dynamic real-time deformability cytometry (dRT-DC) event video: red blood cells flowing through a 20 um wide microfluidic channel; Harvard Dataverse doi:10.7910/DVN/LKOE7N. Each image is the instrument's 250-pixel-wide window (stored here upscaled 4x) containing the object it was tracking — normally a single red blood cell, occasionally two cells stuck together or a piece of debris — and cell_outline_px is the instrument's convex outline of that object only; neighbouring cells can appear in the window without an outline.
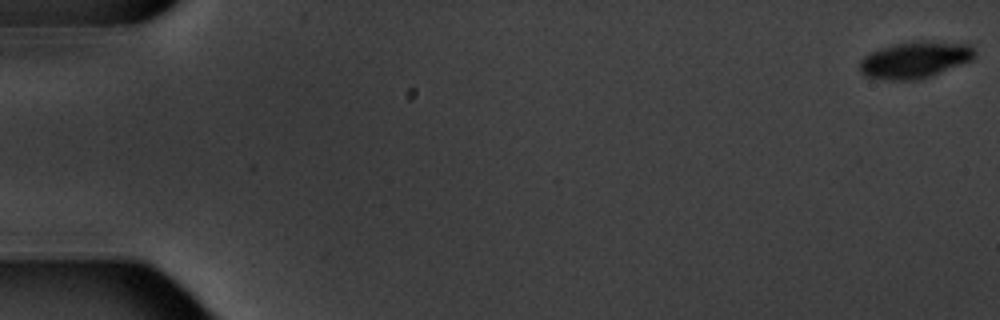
{"species": "common noctule bat (a hibernating species)", "species_latin": "Nyctalus noctula", "temperature_condition": "warm", "stored_images_in_passage": 6, "camera_frame_rate_fps": 3000, "um_per_image_px": 0.085, "animal": {"sex": "male", "body_mass_g": 20.1, "forearm_length_mm": 53.5}, "frame": {"image": 1, "passage_image": 1, "time_ms": 0.0, "image_size_px": [1000, 320], "cell_outline_px": [[976, 56], [972, 60], [920, 80], [880, 80], [864, 76], [860, 72], [860, 60], [864, 56], [880, 48], [892, 44], [916, 40], [924, 40], [972, 44], [976, 48]], "centroid_in_image_um": [77.79, 5.08], "position_along_channel_um": 7.2, "area_um2": 25.09}}
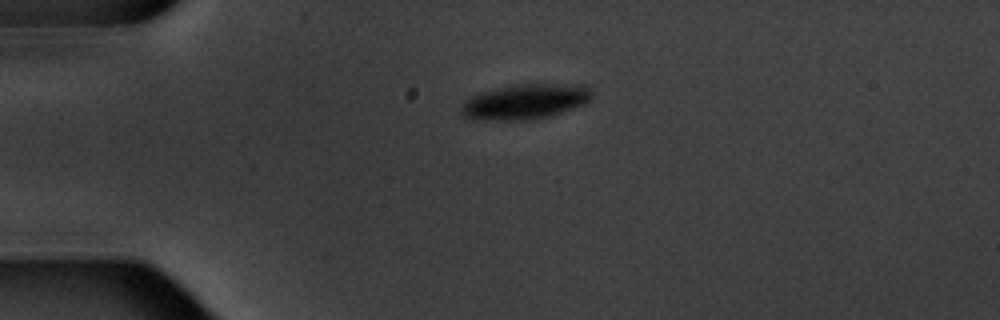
{"frame": {"image": 2, "passage_image": 5, "time_ms": 4.667, "image_size_px": [1000, 320], "cell_outline_px": [[592, 96], [584, 104], [548, 116], [528, 120], [472, 120], [464, 116], [460, 112], [460, 104], [472, 96], [480, 92], [516, 84], [588, 84], [592, 92]], "centroid_in_image_um": [44.61, 8.63], "position_along_channel_um": 40.4, "area_um2": 26.88}}